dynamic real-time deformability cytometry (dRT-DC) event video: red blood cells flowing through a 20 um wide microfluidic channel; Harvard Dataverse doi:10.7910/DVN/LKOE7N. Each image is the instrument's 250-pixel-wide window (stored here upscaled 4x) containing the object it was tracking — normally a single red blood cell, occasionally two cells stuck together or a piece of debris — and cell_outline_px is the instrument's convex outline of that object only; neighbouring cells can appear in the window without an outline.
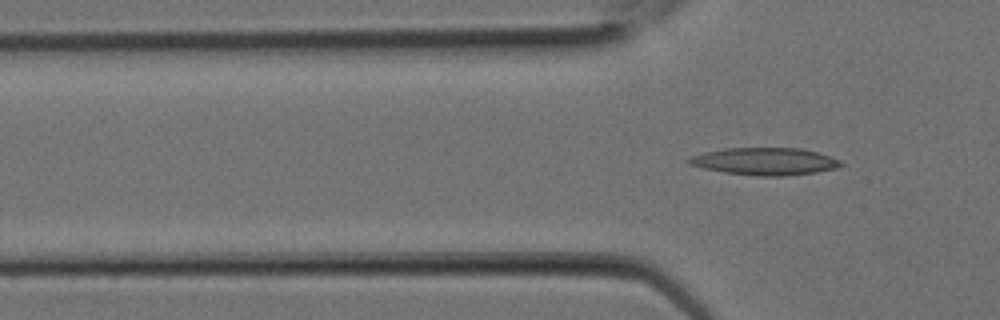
{"species": "Egyptian fruit bat (a non-hibernating species)", "species_latin": "Rousettus aegyptiacus", "temperature_condition": "room temperature", "stored_images_in_passage": 4, "segment_of_instrument_passage": [2, 2], "camera_frame_rate_fps": 3000, "um_per_image_px": 0.085, "animal": {"sex": "female"}, "frame": {"image": 1, "passage_image": 4, "time_ms": 1.0, "image_size_px": [1000, 320], "cell_outline_px": [[844, 164], [836, 168], [816, 172], [784, 176], [756, 176], [724, 172], [704, 168], [688, 164], [684, 160], [692, 156], [704, 152], [724, 148], [800, 148], [816, 152], [840, 160]], "centroid_in_image_um": [64.98, 13.72], "position_along_channel_um": 60.8, "area_um2": 24.16}}